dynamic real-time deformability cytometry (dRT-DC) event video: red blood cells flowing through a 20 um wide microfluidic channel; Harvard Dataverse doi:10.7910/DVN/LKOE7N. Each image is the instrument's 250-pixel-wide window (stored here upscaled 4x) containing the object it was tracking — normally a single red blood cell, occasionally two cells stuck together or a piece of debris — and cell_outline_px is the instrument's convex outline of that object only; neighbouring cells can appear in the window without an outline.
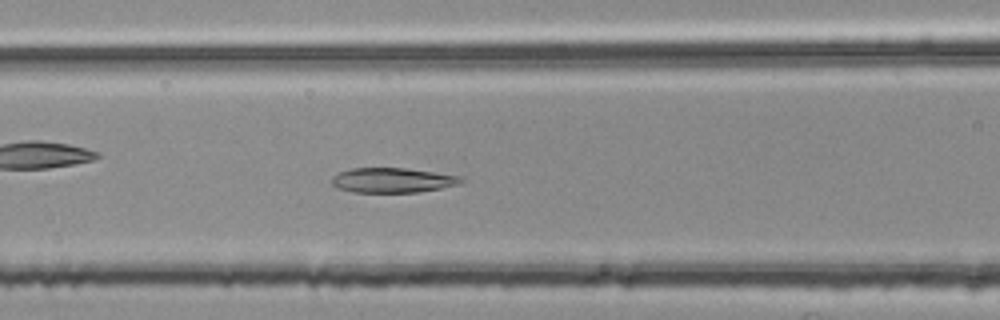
{"species": "common noctule bat (a hibernating species)", "species_latin": "Nyctalus noctula", "temperature_condition": "room temperature", "stored_images_in_passage": 52, "camera_frame_rate_fps": 3000, "um_per_image_px": 0.085, "animal": {"sex": "female", "body_mass_g": 25.1}, "frame": {"image": 1, "passage_image": 22, "time_ms": 7.0, "image_size_px": [1000, 320], "cell_outline_px": [[464, 180], [456, 184], [440, 188], [416, 192], [352, 192], [340, 188], [332, 184], [332, 176], [340, 172], [352, 168], [404, 168], [460, 176]], "centroid_in_image_um": [33.32, 15.32], "position_along_channel_um": 133.3, "area_um2": 18.32}}
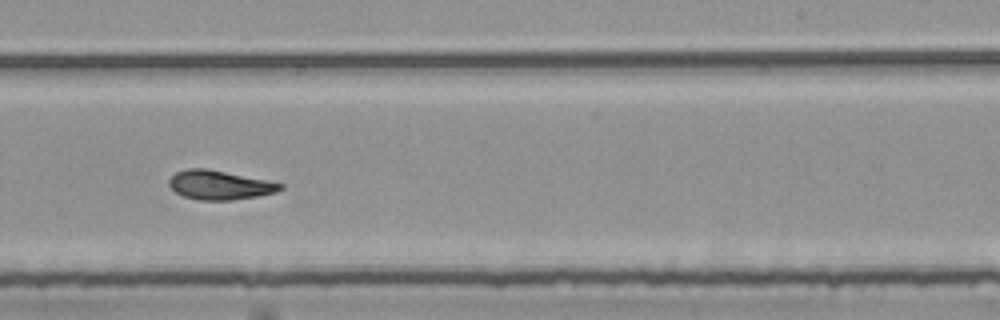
{"frame": {"image": 2, "passage_image": 33, "time_ms": 10.667, "image_size_px": [1000, 320], "cell_outline_px": [[284, 188], [276, 192], [260, 196], [232, 200], [200, 200], [184, 196], [176, 192], [168, 184], [168, 180], [176, 172], [188, 168], [204, 168], [284, 184]], "centroid_in_image_um": [18.66, 15.74], "position_along_channel_um": 270.3, "area_um2": 18.61}}
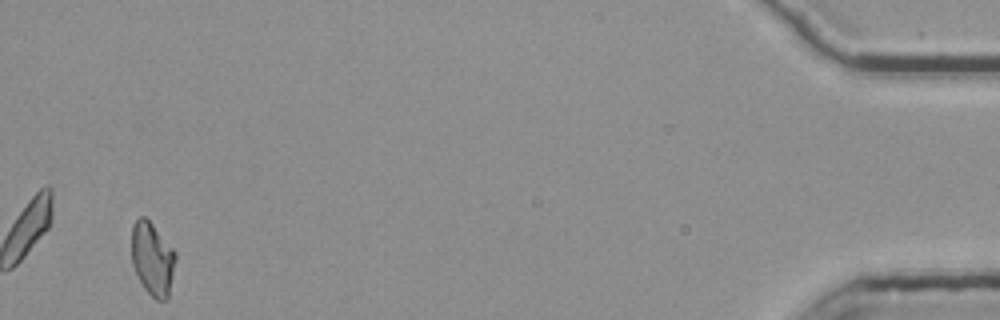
{"frame": {"image": 3, "passage_image": 52, "time_ms": 17.0, "image_size_px": [1000, 320], "cell_outline_px": [[176, 260], [168, 300], [156, 300], [144, 288], [132, 264], [132, 224], [140, 216], [144, 216], [152, 224], [176, 252]], "centroid_in_image_um": [12.97, 22.01], "position_along_channel_um": 422.2, "area_um2": 18.67}, "authors_computed_cell_mechanics": {"area_um2": 19.1029, "velocity_mm_per_s": 3.7524, "shape_relaxation_time_tau1_ms": null, "shape_relaxation_time_tau2_ms": 3.1006, "deformation_change_tau1": null, "deformation_change_tau2": 0.0907}}